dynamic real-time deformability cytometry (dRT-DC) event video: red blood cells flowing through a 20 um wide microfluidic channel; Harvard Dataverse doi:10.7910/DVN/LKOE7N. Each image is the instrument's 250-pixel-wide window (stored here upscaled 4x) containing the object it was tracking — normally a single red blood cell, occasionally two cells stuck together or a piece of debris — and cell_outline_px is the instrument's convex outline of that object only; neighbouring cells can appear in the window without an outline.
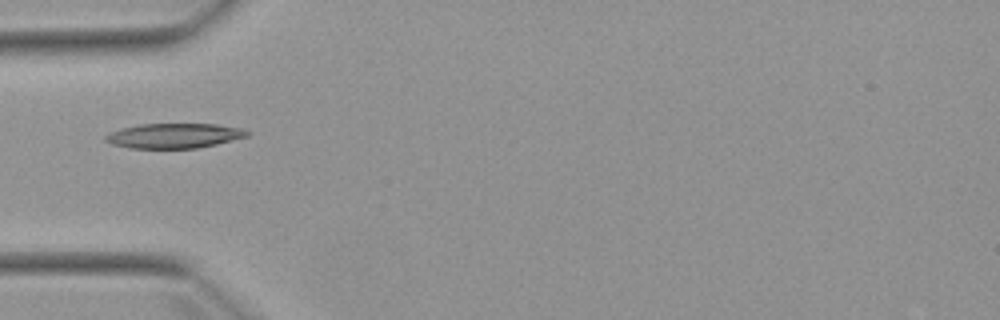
{"species": "Egyptian fruit bat (a non-hibernating species)", "species_latin": "Rousettus aegyptiacus", "temperature_condition": "warm", "stored_images_in_passage": 7, "camera_frame_rate_fps": 3000, "um_per_image_px": 0.085, "animal": {"sex": "female"}, "frame": {"image": 1, "passage_image": 4, "time_ms": 3.667, "image_size_px": [1000, 320], "cell_outline_px": [[252, 132], [248, 136], [216, 144], [196, 148], [128, 148], [112, 144], [104, 140], [104, 136], [108, 132], [140, 124], [216, 124], [244, 128]], "centroid_in_image_um": [14.82, 11.53], "position_along_channel_um": 70.2, "area_um2": 20.58}}
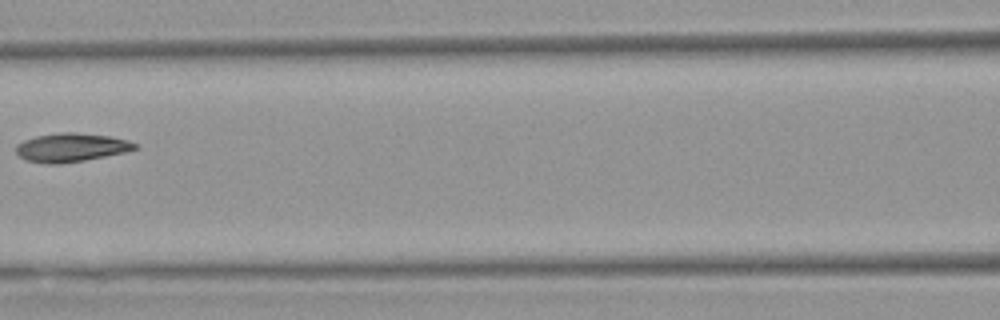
{"frame": {"image": 2, "passage_image": 6, "time_ms": 6.0, "image_size_px": [1000, 320], "cell_outline_px": [[140, 148], [124, 152], [84, 160], [60, 164], [48, 164], [24, 160], [16, 152], [16, 144], [24, 140], [36, 136], [60, 132], [76, 132], [108, 136], [128, 140], [140, 144]], "centroid_in_image_um": [6.06, 12.53], "position_along_channel_um": 160.5, "area_um2": 19.94}}
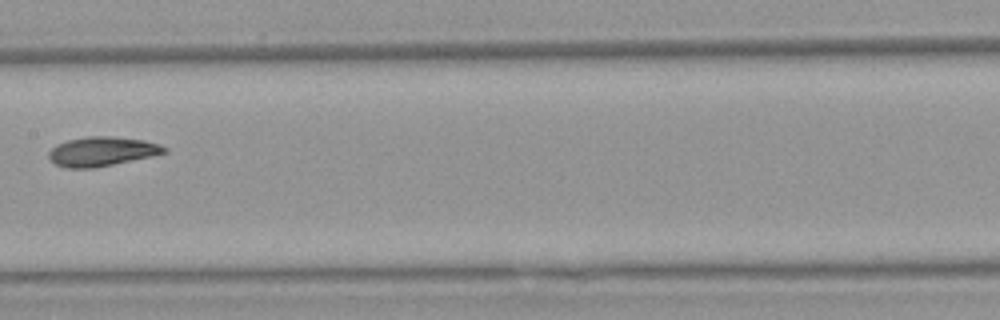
{"frame": {"image": 3, "passage_image": 7, "time_ms": 7.0, "image_size_px": [1000, 320], "cell_outline_px": [[168, 152], [152, 156], [96, 168], [64, 168], [56, 164], [48, 156], [48, 152], [56, 144], [68, 140], [88, 136], [112, 136], [144, 140], [160, 144], [168, 148]], "centroid_in_image_um": [8.68, 12.87], "position_along_channel_um": 198.7, "area_um2": 19.88}}